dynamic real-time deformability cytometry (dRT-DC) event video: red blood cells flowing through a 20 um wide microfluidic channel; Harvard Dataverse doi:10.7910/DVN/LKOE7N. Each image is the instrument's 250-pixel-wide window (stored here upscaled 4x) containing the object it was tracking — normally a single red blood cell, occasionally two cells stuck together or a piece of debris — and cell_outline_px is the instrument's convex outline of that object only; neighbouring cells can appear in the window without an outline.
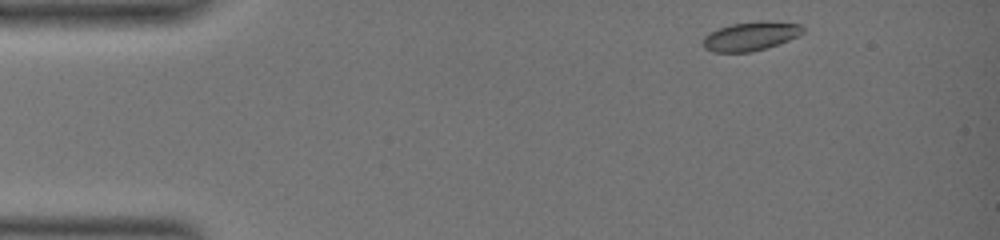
{"species": "common noctule bat (a hibernating species)", "species_latin": "Nyctalus noctula", "temperature_condition": "warm", "stored_images_in_passage": 49, "camera_frame_rate_fps": 3000, "um_per_image_px": 0.085, "animal": {"sex": "female", "body_mass_g": 19.0, "forearm_length_mm": 51.5}, "frame": {"image": 1, "passage_image": 1, "time_ms": 0.0, "image_size_px": [1000, 240], "cell_outline_px": [[804, 32], [788, 40], [752, 52], [712, 52], [704, 48], [700, 44], [704, 36], [708, 32], [732, 24], [756, 20], [768, 20], [804, 24]], "centroid_in_image_um": [63.78, 3.05], "position_along_channel_um": 21.2, "area_um2": 17.11}}
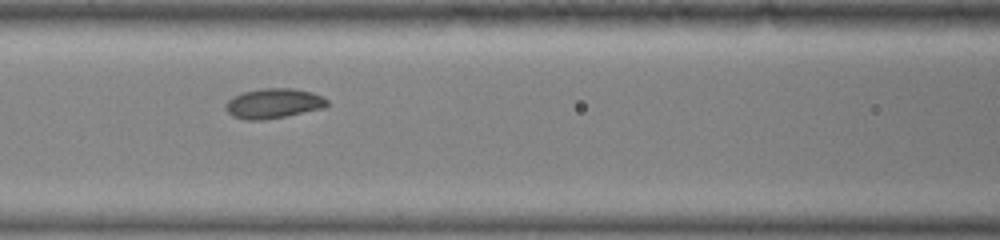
{"frame": {"image": 2, "passage_image": 20, "time_ms": 6.333, "image_size_px": [1000, 240], "cell_outline_px": [[328, 104], [324, 108], [284, 116], [260, 120], [248, 120], [232, 116], [224, 108], [224, 104], [232, 96], [244, 92], [264, 88], [292, 88], [312, 92], [324, 96], [328, 100]], "centroid_in_image_um": [23.24, 8.78], "position_along_channel_um": 143.4, "area_um2": 17.69}}
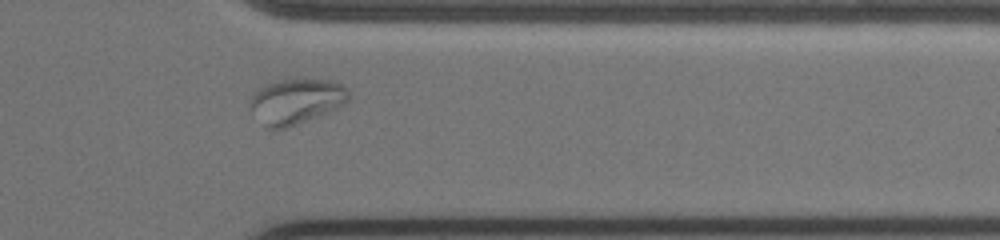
{"frame": {"image": 3, "passage_image": 42, "time_ms": 13.667, "image_size_px": [1000, 240], "cell_outline_px": [[352, 96], [348, 100], [336, 108], [288, 128], [268, 128], [264, 124], [252, 108], [252, 96], [264, 84], [276, 80], [328, 80], [344, 84], [348, 88]], "centroid_in_image_um": [25.25, 8.58], "position_along_channel_um": 386.2, "area_um2": 25.37}}